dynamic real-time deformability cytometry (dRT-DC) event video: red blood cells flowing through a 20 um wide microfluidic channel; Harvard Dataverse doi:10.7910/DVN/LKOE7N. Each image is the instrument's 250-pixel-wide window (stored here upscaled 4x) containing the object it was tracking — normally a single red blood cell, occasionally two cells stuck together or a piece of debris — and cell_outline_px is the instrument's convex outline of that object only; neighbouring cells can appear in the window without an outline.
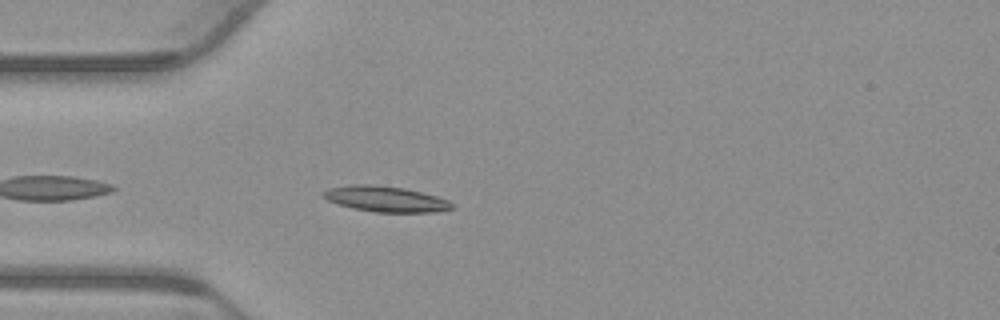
{"species": "common noctule bat (a hibernating species)", "species_latin": "Nyctalus noctula", "temperature_condition": "warm", "stored_images_in_passage": 38, "camera_frame_rate_fps": 3000, "um_per_image_px": 0.085, "animal": {"sex": "male", "body_mass_g": 23.1, "forearm_length_mm": 52.7}, "frame": {"image": 1, "passage_image": 3, "time_ms": 0.667, "image_size_px": [1000, 320], "cell_outline_px": [[452, 208], [436, 212], [376, 212], [352, 208], [328, 200], [320, 192], [328, 188], [352, 184], [372, 184], [404, 188], [436, 196], [448, 200], [452, 204]], "centroid_in_image_um": [32.74, 16.9], "position_along_channel_um": 52.3, "area_um2": 19.07}}
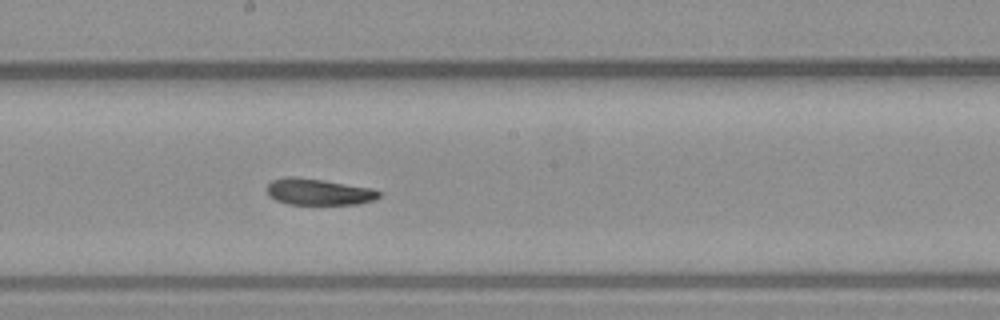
{"frame": {"image": 2, "passage_image": 17, "time_ms": 5.333, "image_size_px": [1000, 320], "cell_outline_px": [[380, 196], [376, 200], [360, 204], [288, 204], [276, 200], [268, 196], [264, 188], [272, 180], [288, 176], [292, 176], [324, 180], [376, 188], [380, 192]], "centroid_in_image_um": [27.1, 16.3], "position_along_channel_um": 221.1, "area_um2": 17.63}}
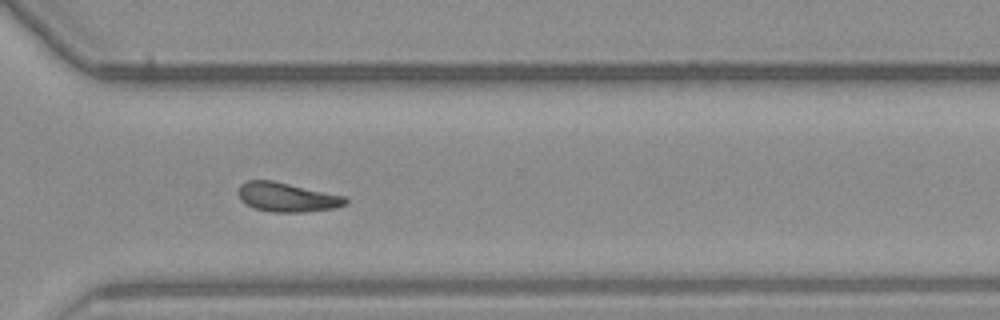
{"frame": {"image": 3, "passage_image": 27, "time_ms": 8.667, "image_size_px": [1000, 320], "cell_outline_px": [[348, 204], [336, 208], [304, 212], [272, 212], [256, 208], [240, 200], [240, 184], [248, 180], [272, 180], [344, 196], [348, 200]], "centroid_in_image_um": [24.43, 16.76], "position_along_channel_um": 346.2, "area_um2": 18.03}, "authors_computed_cell_mechanics": {"area_um2": 18.1492, "velocity_mm_per_s": 3.7696, "shape_relaxation_time_tau1_ms": 5.2311, "shape_relaxation_time_tau2_ms": 4.5292, "deformation_change_tau1": 0.1288, "deformation_change_tau2": 0.1161}}